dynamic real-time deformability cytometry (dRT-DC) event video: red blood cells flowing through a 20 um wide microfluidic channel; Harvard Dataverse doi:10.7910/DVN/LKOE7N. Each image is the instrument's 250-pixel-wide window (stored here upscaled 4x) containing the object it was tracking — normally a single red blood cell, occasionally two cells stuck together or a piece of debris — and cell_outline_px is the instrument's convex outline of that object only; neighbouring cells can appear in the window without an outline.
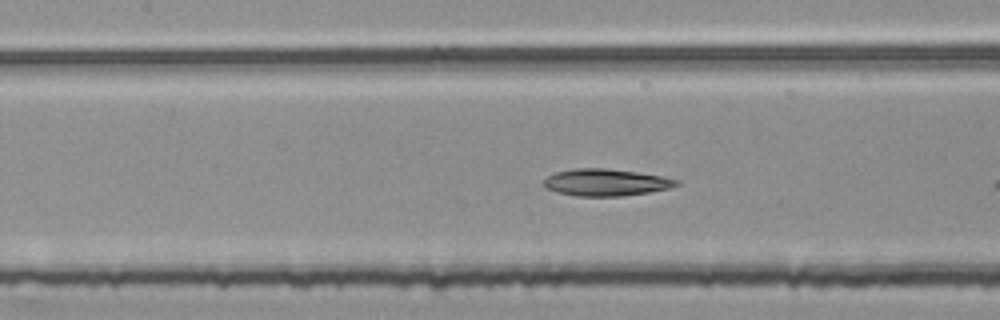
{"species": "common noctule bat (a hibernating species)", "species_latin": "Nyctalus noctula", "temperature_condition": "room temperature", "stored_images_in_passage": 27, "camera_frame_rate_fps": 3000, "um_per_image_px": 0.085, "animal": {"sex": "female", "body_mass_g": 25.1}, "frame": {"image": 1, "passage_image": 8, "time_ms": 2.333, "image_size_px": [1000, 320], "cell_outline_px": [[680, 184], [668, 188], [648, 192], [620, 196], [576, 196], [556, 192], [544, 188], [544, 180], [548, 176], [556, 172], [576, 168], [608, 168], [636, 172], [660, 176], [680, 180]], "centroid_in_image_um": [51.47, 15.5], "position_along_channel_um": 155.9, "area_um2": 20.75}}
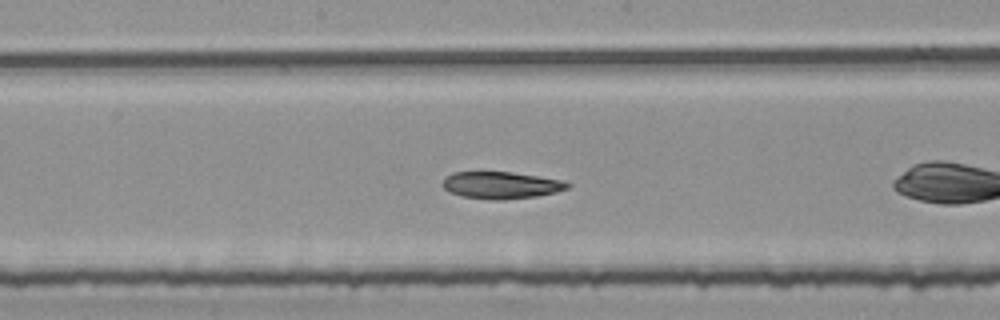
{"frame": {"image": 2, "passage_image": 12, "time_ms": 3.667, "image_size_px": [1000, 320], "cell_outline_px": [[572, 184], [568, 188], [556, 192], [536, 196], [500, 200], [492, 200], [460, 196], [448, 192], [440, 184], [444, 176], [452, 172], [508, 172], [564, 180]], "centroid_in_image_um": [42.54, 15.74], "position_along_channel_um": 205.7, "area_um2": 19.83}, "authors_computed_cell_mechanics": {"area_um2": 20.5768, "velocity_mm_per_s": 3.742, "shape_relaxation_time_tau1_ms": null, "shape_relaxation_time_tau2_ms": 4.0027, "deformation_change_tau1": null, "deformation_change_tau2": 0.0949}}